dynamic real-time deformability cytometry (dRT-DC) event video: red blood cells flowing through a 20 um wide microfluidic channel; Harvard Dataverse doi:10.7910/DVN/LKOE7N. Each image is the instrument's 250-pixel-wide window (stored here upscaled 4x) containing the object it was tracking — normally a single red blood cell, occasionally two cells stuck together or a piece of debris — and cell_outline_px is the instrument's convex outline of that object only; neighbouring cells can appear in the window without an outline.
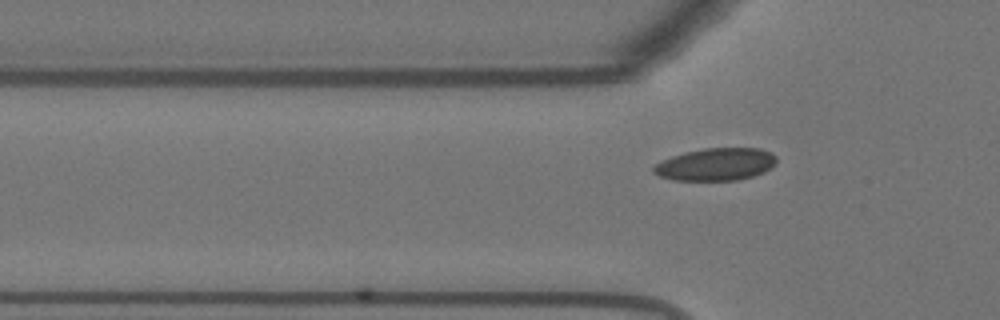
{"species": "Egyptian fruit bat (a non-hibernating species)", "species_latin": "Rousettus aegyptiacus", "temperature_condition": "warm", "stored_images_in_passage": 5, "camera_frame_rate_fps": 3000, "um_per_image_px": 0.085, "animal": {"sex": "female"}, "frame": {"image": 1, "passage_image": 5, "time_ms": 1.333, "image_size_px": [1000, 320], "cell_outline_px": [[776, 160], [764, 172], [752, 176], [736, 180], [672, 180], [660, 176], [652, 172], [652, 168], [656, 164], [672, 156], [684, 152], [704, 148], [760, 148], [772, 152], [776, 156]], "centroid_in_image_um": [60.83, 13.96], "position_along_channel_um": 65.0, "area_um2": 23.12}}